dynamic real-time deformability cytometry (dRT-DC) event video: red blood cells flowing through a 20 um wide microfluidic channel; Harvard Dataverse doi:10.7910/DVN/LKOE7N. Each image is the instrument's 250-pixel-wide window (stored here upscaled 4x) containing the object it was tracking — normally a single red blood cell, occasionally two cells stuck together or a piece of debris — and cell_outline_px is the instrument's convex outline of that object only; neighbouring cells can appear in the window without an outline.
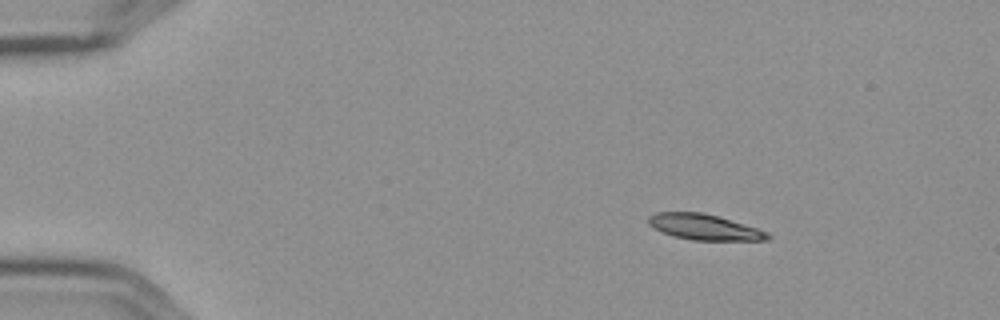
{"species": "Egyptian fruit bat (a non-hibernating species)", "species_latin": "Rousettus aegyptiacus", "temperature_condition": "cold", "stored_images_in_passage": 9, "camera_frame_rate_fps": 3000, "um_per_image_px": 0.085, "frame": {"image": 1, "passage_image": 1, "time_ms": 0.0, "image_size_px": [1000, 320], "cell_outline_px": [[772, 236], [768, 240], [692, 240], [676, 236], [664, 232], [648, 224], [648, 216], [656, 212], [704, 212], [756, 228], [768, 232]], "centroid_in_image_um": [59.87, 19.29], "position_along_channel_um": 25.1, "area_um2": 17.57}}
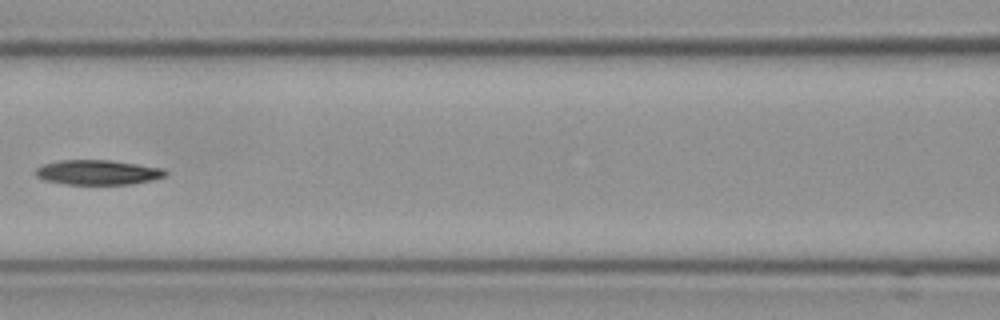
{"frame": {"image": 2, "passage_image": 6, "time_ms": 1.667, "image_size_px": [1000, 320], "cell_outline_px": [[168, 176], [152, 180], [132, 184], [64, 184], [44, 180], [36, 176], [36, 168], [44, 164], [60, 160], [112, 160], [164, 168], [168, 172]], "centroid_in_image_um": [8.36, 14.65], "position_along_channel_um": 158.2, "area_um2": 18.9}}
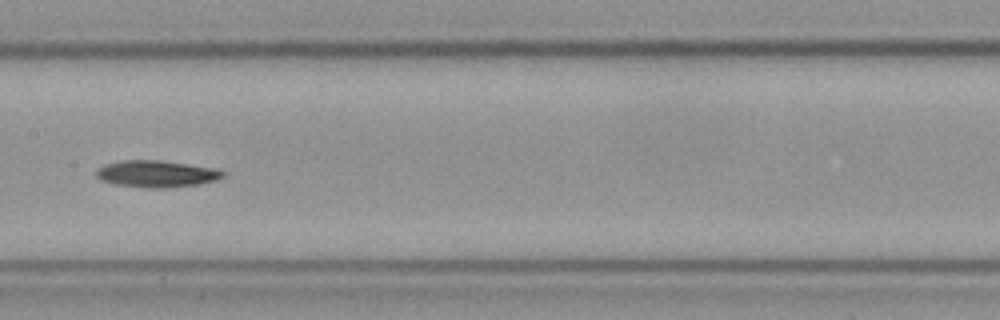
{"frame": {"image": 3, "passage_image": 7, "time_ms": 2.0, "image_size_px": [1000, 320], "cell_outline_px": [[224, 176], [216, 180], [196, 184], [164, 188], [148, 188], [112, 184], [100, 180], [96, 176], [96, 172], [104, 164], [124, 160], [160, 160], [216, 168], [224, 172]], "centroid_in_image_um": [13.28, 14.77], "position_along_channel_um": 194.1, "area_um2": 19.71}}